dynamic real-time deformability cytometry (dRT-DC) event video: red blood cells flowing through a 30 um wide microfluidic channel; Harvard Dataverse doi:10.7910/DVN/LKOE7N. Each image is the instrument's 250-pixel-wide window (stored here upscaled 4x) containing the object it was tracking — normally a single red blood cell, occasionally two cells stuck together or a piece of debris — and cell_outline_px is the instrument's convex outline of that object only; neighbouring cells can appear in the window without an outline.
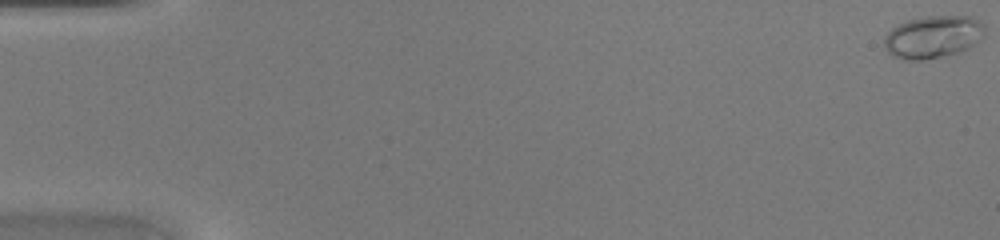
{"species": "common noctule bat (a hibernating species)", "species_latin": "Nyctalus noctula", "temperature_condition": "warm", "stored_images_in_passage": 40, "camera_frame_rate_fps": 3000, "um_per_image_px": 0.085, "animal": {"sex": "female", "body_mass_g": 20.0, "forearm_length_mm": 54.0}, "frame": {"image": 1, "passage_image": 1, "time_ms": 0.0, "image_size_px": [1000, 240], "cell_outline_px": [[984, 36], [980, 40], [968, 48], [960, 52], [924, 60], [904, 60], [892, 56], [884, 48], [884, 36], [892, 28], [908, 20], [924, 16], [972, 16], [980, 20], [984, 24]], "centroid_in_image_um": [79.31, 3.13], "position_along_channel_um": 5.7, "area_um2": 25.14}}
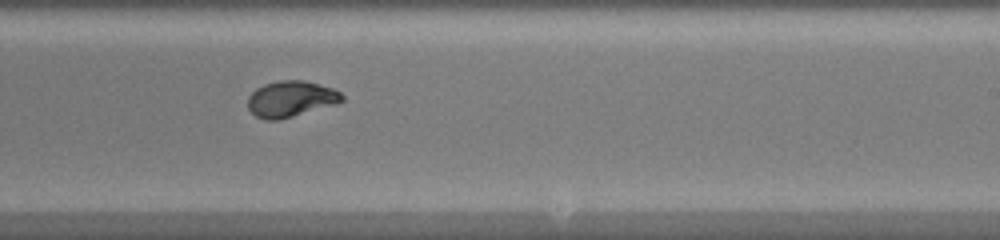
{"frame": {"image": 2, "passage_image": 30, "time_ms": 9.667, "image_size_px": [1000, 240], "cell_outline_px": [[344, 100], [336, 104], [280, 120], [264, 120], [256, 116], [248, 108], [248, 96], [256, 88], [264, 84], [280, 80], [304, 80], [332, 88], [340, 92], [344, 96]], "centroid_in_image_um": [24.71, 8.41], "position_along_channel_um": 264.3, "area_um2": 19.83}}
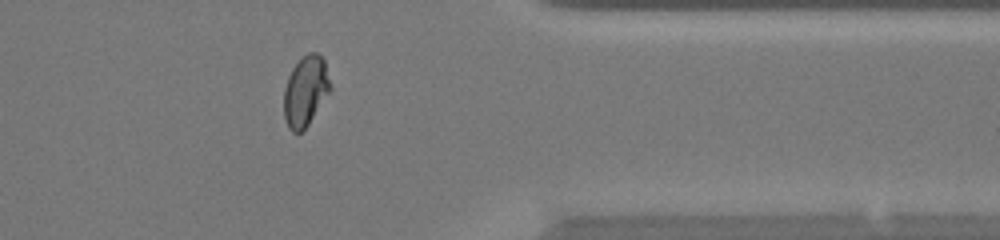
{"frame": {"image": 3, "passage_image": 39, "time_ms": 12.667, "image_size_px": [1000, 240], "cell_outline_px": [[332, 88], [308, 124], [300, 132], [292, 132], [288, 128], [284, 120], [284, 88], [288, 76], [292, 68], [308, 52], [316, 52], [324, 60], [332, 84]], "centroid_in_image_um": [25.97, 7.74], "position_along_channel_um": 385.4, "area_um2": 18.96}}